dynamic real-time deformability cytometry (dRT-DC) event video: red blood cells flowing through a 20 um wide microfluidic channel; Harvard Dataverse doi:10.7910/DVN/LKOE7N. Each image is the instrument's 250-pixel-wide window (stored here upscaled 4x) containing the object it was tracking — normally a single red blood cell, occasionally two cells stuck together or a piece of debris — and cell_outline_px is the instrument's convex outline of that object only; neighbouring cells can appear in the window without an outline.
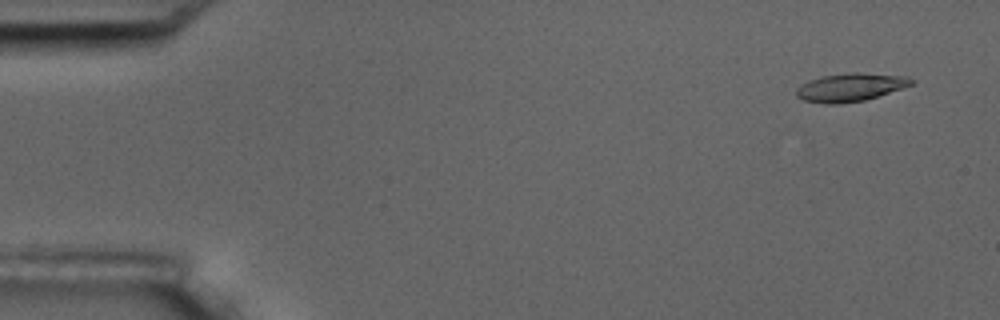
{"species": "common noctule bat (a hibernating species)", "species_latin": "Nyctalus noctula", "temperature_condition": "room temperature", "stored_images_in_passage": 5, "camera_frame_rate_fps": 3000, "um_per_image_px": 0.085, "animal": {"sex": "male", "body_mass_g": 17.5, "forearm_length_mm": 52.3}, "frame": {"image": 1, "passage_image": 1, "time_ms": 0.0, "image_size_px": [1000, 320], "cell_outline_px": [[916, 80], [912, 84], [864, 100], [840, 104], [828, 104], [804, 100], [796, 96], [796, 88], [820, 76], [852, 72], [860, 72], [908, 76]], "centroid_in_image_um": [72.29, 7.41], "position_along_channel_um": 12.7, "area_um2": 18.67}}
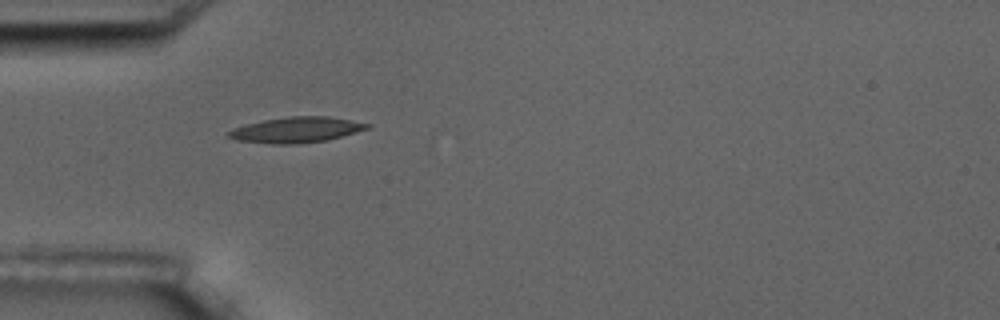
{"frame": {"image": 2, "passage_image": 5, "time_ms": 4.667, "image_size_px": [1000, 320], "cell_outline_px": [[372, 124], [368, 128], [340, 136], [324, 140], [296, 144], [272, 144], [236, 140], [228, 136], [228, 132], [236, 128], [248, 124], [264, 120], [288, 116], [328, 116]], "centroid_in_image_um": [25.18, 11.03], "position_along_channel_um": 59.8, "area_um2": 20.23}}